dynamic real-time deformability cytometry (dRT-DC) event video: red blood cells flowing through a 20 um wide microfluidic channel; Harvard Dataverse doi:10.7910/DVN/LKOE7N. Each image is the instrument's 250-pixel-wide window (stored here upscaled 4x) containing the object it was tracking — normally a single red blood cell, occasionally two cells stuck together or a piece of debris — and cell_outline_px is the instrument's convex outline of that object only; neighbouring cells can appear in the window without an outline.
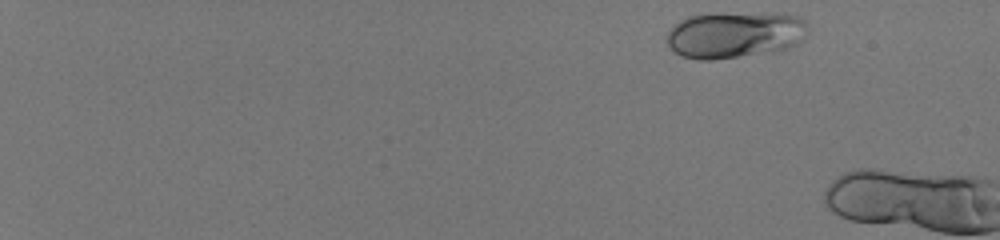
{"species": "human", "species_latin": "Homo sapiens", "temperature_condition": "room temperature", "stored_images_in_passage": 6, "camera_frame_rate_fps": 3000, "um_per_image_px": 0.085, "donor": {"sex": "male"}, "frame": {"image": 1, "passage_image": 2, "time_ms": 0.333, "image_size_px": [1000, 240], "cell_outline_px": [[808, 32], [804, 40], [788, 48], [776, 52], [712, 60], [696, 60], [680, 56], [668, 44], [664, 36], [680, 20], [688, 16], [712, 12], [768, 12], [800, 16], [808, 24]], "centroid_in_image_um": [62.49, 2.93], "position_along_channel_um": 22.5, "area_um2": 39.54}}